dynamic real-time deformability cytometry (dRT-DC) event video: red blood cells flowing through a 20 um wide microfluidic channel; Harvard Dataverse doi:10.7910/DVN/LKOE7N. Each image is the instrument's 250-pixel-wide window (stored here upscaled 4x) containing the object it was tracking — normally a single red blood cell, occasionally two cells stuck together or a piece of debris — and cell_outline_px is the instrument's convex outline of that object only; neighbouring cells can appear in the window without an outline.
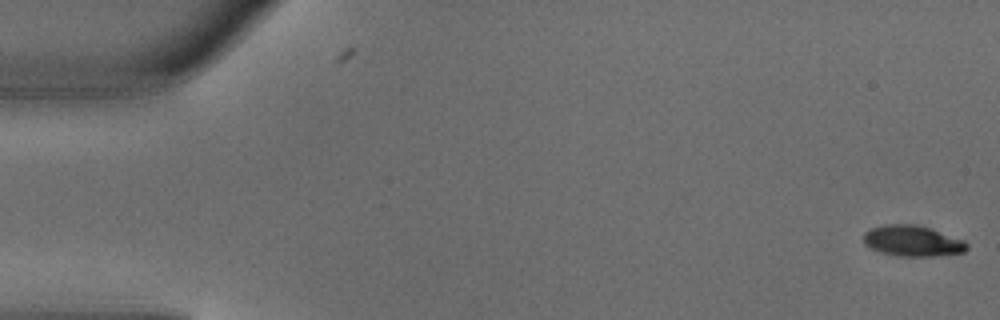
{"species": "common noctule bat (a hibernating species)", "species_latin": "Nyctalus noctula", "temperature_condition": "warm", "stored_images_in_passage": 4, "camera_frame_rate_fps": 3000, "um_per_image_px": 0.085, "animal": {"sex": "male", "body_mass_g": 18.8}, "frame": {"image": 1, "passage_image": 1, "time_ms": 0.0, "image_size_px": [1000, 320], "cell_outline_px": [[968, 248], [964, 252], [932, 256], [900, 256], [880, 252], [864, 244], [864, 232], [872, 228], [884, 224], [916, 224], [964, 240], [968, 244]], "centroid_in_image_um": [77.55, 20.47], "position_along_channel_um": 7.4, "area_um2": 18.38}}